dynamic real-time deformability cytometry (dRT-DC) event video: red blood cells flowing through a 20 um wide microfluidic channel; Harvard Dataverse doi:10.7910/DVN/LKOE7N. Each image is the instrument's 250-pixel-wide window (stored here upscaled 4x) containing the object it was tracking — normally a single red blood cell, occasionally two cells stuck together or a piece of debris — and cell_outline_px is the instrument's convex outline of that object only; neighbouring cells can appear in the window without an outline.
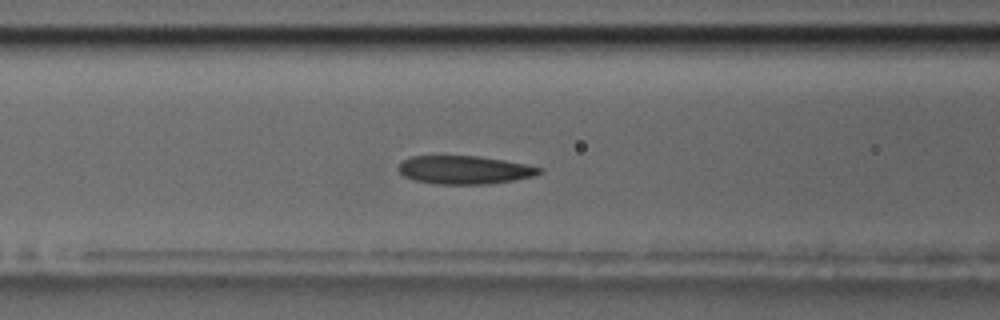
{"species": "common noctule bat (a hibernating species)", "species_latin": "Nyctalus noctula", "temperature_condition": "room temperature", "stored_images_in_passage": 58, "camera_frame_rate_fps": 3000, "um_per_image_px": 0.085, "animal": {"sex": "male", "body_mass_g": 17.5, "forearm_length_mm": 52.3}, "frame": {"image": 1, "passage_image": 23, "time_ms": 7.333, "image_size_px": [1000, 320], "cell_outline_px": [[544, 172], [532, 176], [512, 180], [488, 184], [436, 184], [416, 180], [404, 176], [396, 168], [404, 160], [412, 156], [480, 156], [504, 160], [544, 168]], "centroid_in_image_um": [39.49, 14.44], "position_along_channel_um": 127.1, "area_um2": 23.12}}
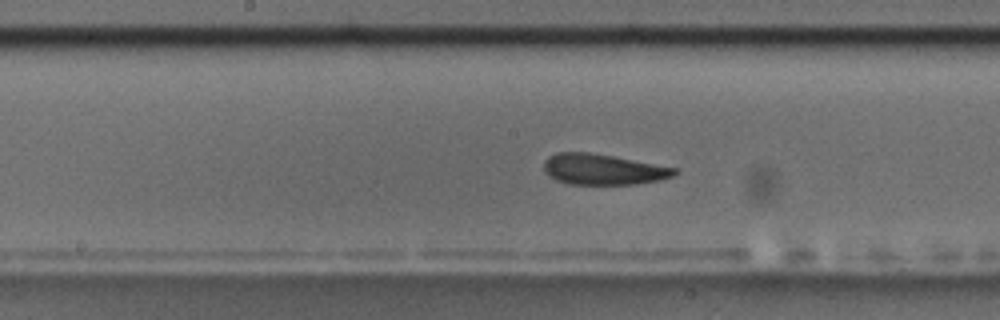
{"frame": {"image": 2, "passage_image": 29, "time_ms": 9.333, "image_size_px": [1000, 320], "cell_outline_px": [[680, 172], [672, 176], [660, 180], [636, 184], [568, 184], [556, 180], [548, 176], [544, 172], [544, 160], [548, 156], [556, 152], [588, 152], [612, 156], [680, 168]], "centroid_in_image_um": [51.27, 14.39], "position_along_channel_um": 196.9, "area_um2": 23.64}}
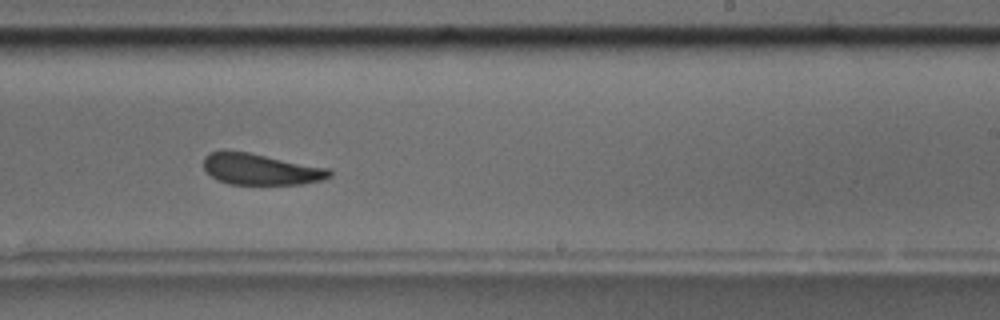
{"frame": {"image": 3, "passage_image": 35, "time_ms": 11.333, "image_size_px": [1000, 320], "cell_outline_px": [[332, 176], [324, 180], [304, 184], [228, 184], [216, 180], [204, 168], [204, 156], [212, 152], [248, 152], [332, 168]], "centroid_in_image_um": [22.25, 14.4], "position_along_channel_um": 266.8, "area_um2": 22.95}, "authors_computed_cell_mechanics": {"area_um2": 23.6113, "velocity_mm_per_s": 3.5088, "shape_relaxation_time_tau1_ms": 6.3041, "shape_relaxation_time_tau2_ms": 2.9105, "deformation_change_tau1": 0.1269, "deformation_change_tau2": 0.0827}}